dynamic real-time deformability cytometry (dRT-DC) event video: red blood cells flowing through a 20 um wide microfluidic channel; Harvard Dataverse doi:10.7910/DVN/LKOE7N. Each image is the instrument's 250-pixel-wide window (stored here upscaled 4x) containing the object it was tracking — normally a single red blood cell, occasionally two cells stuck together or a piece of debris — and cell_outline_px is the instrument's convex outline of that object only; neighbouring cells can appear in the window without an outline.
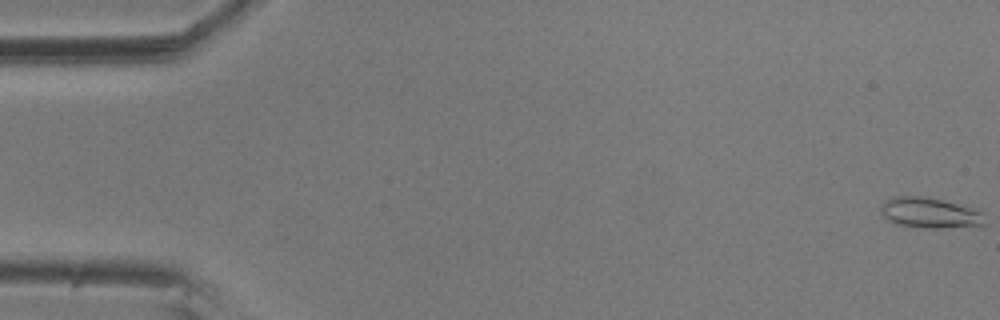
{"species": "common noctule bat (a hibernating species)", "species_latin": "Nyctalus noctula", "temperature_condition": "room temperature", "stored_images_in_passage": 4, "camera_frame_rate_fps": 3000, "um_per_image_px": 0.085, "animal": {"sex": "male", "body_mass_g": 20.5, "forearm_length_mm": 52.5}, "frame": {"image": 1, "passage_image": 1, "time_ms": 0.0, "image_size_px": [1000, 320], "cell_outline_px": [[984, 224], [936, 228], [920, 228], [896, 224], [888, 220], [880, 212], [880, 204], [884, 200], [892, 196], [928, 196], [944, 200], [984, 212]], "centroid_in_image_um": [78.95, 18.07], "position_along_channel_um": 6.1, "area_um2": 18.55}}